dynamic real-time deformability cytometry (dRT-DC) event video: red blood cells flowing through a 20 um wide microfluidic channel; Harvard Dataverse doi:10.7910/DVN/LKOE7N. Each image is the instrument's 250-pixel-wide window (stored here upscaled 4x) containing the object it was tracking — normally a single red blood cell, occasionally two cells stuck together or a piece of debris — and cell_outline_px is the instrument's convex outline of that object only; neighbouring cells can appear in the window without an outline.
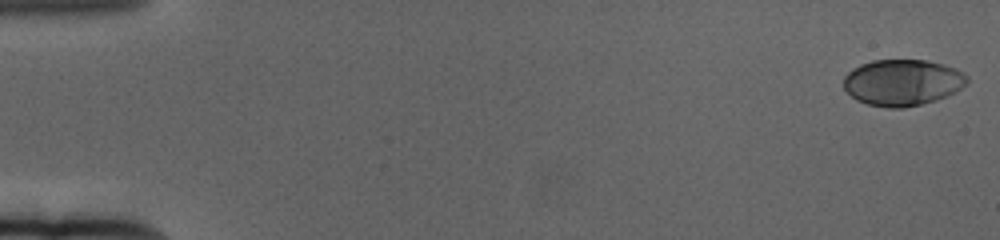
{"species": "human", "species_latin": "Homo sapiens", "temperature_condition": "cold", "stored_images_in_passage": 61, "camera_frame_rate_fps": 3000, "um_per_image_px": 0.085, "donor": {"sex": "female"}, "frame": {"image": 1, "passage_image": 1, "time_ms": 0.0, "image_size_px": [1000, 240], "cell_outline_px": [[968, 80], [956, 92], [948, 96], [936, 100], [904, 108], [888, 108], [868, 104], [856, 100], [844, 88], [844, 76], [852, 68], [860, 64], [872, 60], [924, 60], [944, 64], [956, 68], [964, 72], [968, 76]], "centroid_in_image_um": [76.72, 7.01], "position_along_channel_um": 8.3, "area_um2": 33.47}}
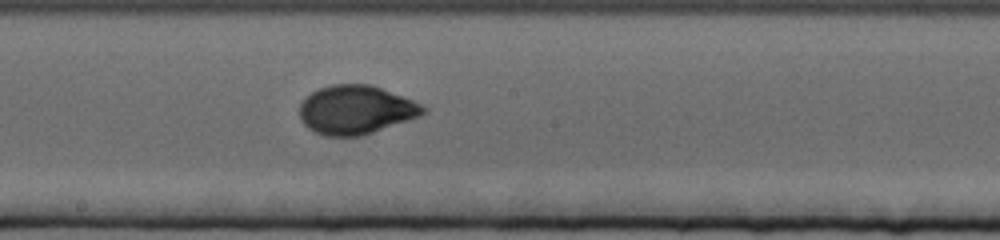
{"frame": {"image": 2, "passage_image": 34, "time_ms": 11.0, "image_size_px": [1000, 240], "cell_outline_px": [[428, 108], [420, 116], [360, 136], [324, 136], [308, 128], [300, 120], [300, 104], [312, 92], [320, 88], [332, 84], [368, 84], [380, 88], [412, 100]], "centroid_in_image_um": [30.22, 9.34], "position_along_channel_um": 218.0, "area_um2": 34.68}}
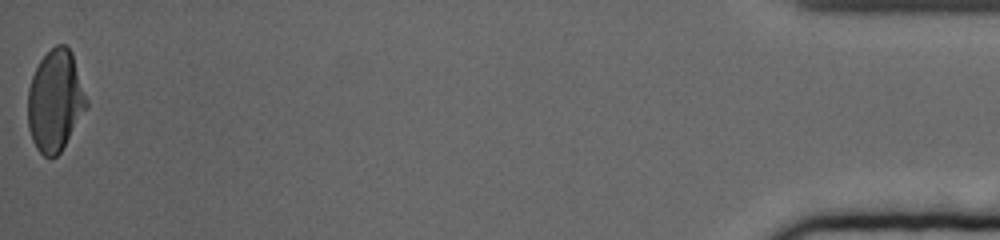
{"frame": {"image": 3, "passage_image": 61, "time_ms": 20.0, "image_size_px": [1000, 240], "cell_outline_px": [[88, 108], [60, 152], [52, 160], [44, 156], [36, 148], [32, 140], [28, 128], [28, 88], [32, 76], [40, 60], [56, 44], [64, 44], [72, 52], [88, 100]], "centroid_in_image_um": [4.7, 8.59], "position_along_channel_um": 430.5, "area_um2": 34.85}, "authors_computed_cell_mechanics": {"area_um2": 34.0442, "velocity_mm_per_s": 3.3544, "shape_relaxation_time_tau1_ms": 4.1973, "shape_relaxation_time_tau2_ms": null, "deformation_change_tau1": 0.1687, "deformation_change_tau2": null}}